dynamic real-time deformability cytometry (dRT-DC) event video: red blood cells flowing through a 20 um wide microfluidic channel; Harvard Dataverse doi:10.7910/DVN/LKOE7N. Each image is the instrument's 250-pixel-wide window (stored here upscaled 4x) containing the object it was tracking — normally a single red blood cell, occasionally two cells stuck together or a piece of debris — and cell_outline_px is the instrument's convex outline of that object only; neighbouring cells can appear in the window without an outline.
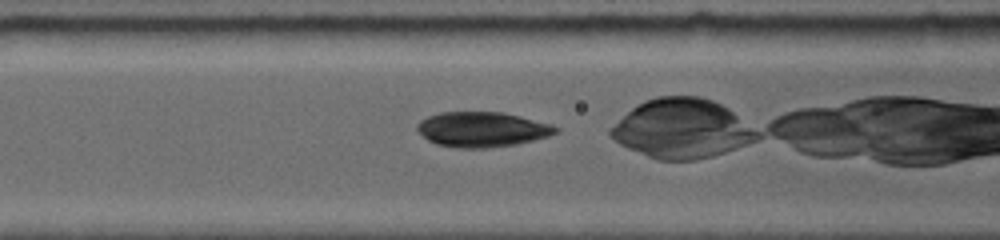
{"species": "common noctule bat (a hibernating species)", "species_latin": "Nyctalus noctula", "temperature_condition": "room temperature", "stored_images_in_passage": 23, "camera_frame_rate_fps": 5000, "um_per_image_px": 0.085, "animal": {"sex": "female", "body_mass_g": 19.0, "forearm_length_mm": 56.7}, "frame": {"image": 1, "passage_image": 4, "time_ms": 1.4, "image_size_px": [1000, 240], "cell_outline_px": [[556, 132], [548, 136], [532, 140], [512, 144], [480, 148], [460, 148], [436, 144], [428, 140], [416, 128], [416, 124], [420, 120], [428, 116], [440, 112], [500, 112], [520, 116], [548, 124], [556, 128]], "centroid_in_image_um": [40.89, 10.99], "position_along_channel_um": 125.7, "area_um2": 27.69}}